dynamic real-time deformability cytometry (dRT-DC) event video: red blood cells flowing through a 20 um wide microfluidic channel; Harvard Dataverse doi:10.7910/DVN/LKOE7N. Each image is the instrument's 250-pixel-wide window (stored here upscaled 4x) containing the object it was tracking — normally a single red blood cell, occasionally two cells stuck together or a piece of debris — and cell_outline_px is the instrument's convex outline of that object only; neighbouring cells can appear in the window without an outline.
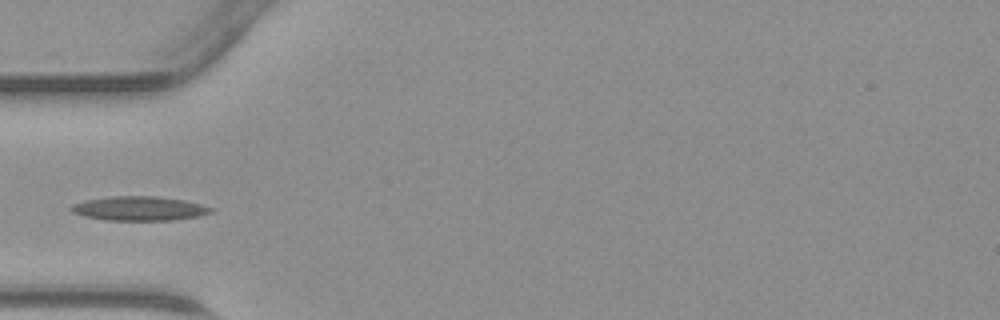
{"species": "common noctule bat (a hibernating species)", "species_latin": "Nyctalus noctula", "temperature_condition": "warm", "stored_images_in_passage": 32, "camera_frame_rate_fps": 3000, "um_per_image_px": 0.085, "animal": {"sex": "male", "body_mass_g": 23.1, "forearm_length_mm": 52.7}, "frame": {"image": 1, "passage_image": 1, "time_ms": 0.0, "image_size_px": [1000, 320], "cell_outline_px": [[216, 208], [212, 212], [200, 216], [172, 220], [104, 220], [84, 216], [72, 212], [68, 208], [72, 204], [88, 200], [108, 196], [152, 196], [184, 200]], "centroid_in_image_um": [11.84, 17.72], "position_along_channel_um": 73.2, "area_um2": 19.77}}
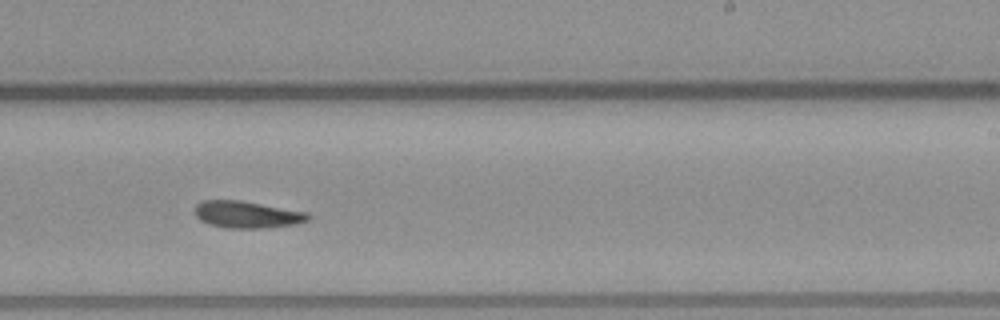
{"frame": {"image": 2, "passage_image": 14, "time_ms": 4.333, "image_size_px": [1000, 320], "cell_outline_px": [[312, 216], [308, 220], [296, 224], [264, 228], [224, 228], [208, 224], [200, 220], [196, 216], [196, 204], [204, 200], [240, 200], [308, 212]], "centroid_in_image_um": [21.01, 18.24], "position_along_channel_um": 268.0, "area_um2": 17.86}}
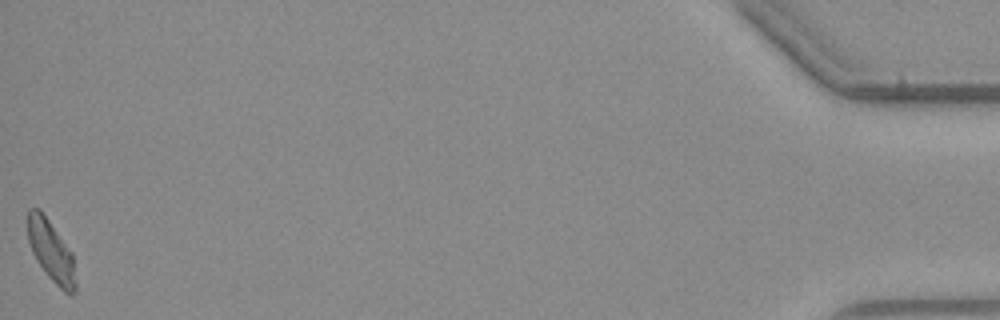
{"frame": {"image": 3, "passage_image": 32, "time_ms": 10.333, "image_size_px": [1000, 320], "cell_outline_px": [[76, 288], [72, 292], [64, 292], [48, 276], [36, 260], [32, 252], [28, 240], [28, 208], [40, 208], [72, 252], [76, 284]], "centroid_in_image_um": [4.33, 21.3], "position_along_channel_um": 430.9, "area_um2": 16.88}}